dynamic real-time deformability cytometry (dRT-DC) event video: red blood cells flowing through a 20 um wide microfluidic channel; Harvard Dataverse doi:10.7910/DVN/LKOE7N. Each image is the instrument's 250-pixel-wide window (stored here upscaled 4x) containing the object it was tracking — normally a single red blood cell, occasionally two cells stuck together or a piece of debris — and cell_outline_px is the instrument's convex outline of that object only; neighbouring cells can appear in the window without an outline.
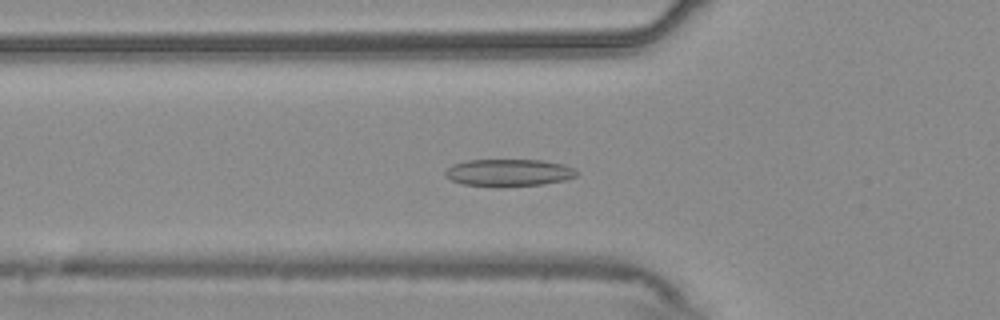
{"species": "common noctule bat (a hibernating species)", "species_latin": "Nyctalus noctula", "temperature_condition": "warm", "stored_images_in_passage": 54, "camera_frame_rate_fps": 3000, "um_per_image_px": 0.085, "animal": {"sex": "male", "body_mass_g": 20.4}, "frame": {"image": 1, "passage_image": 18, "time_ms": 5.667, "image_size_px": [1000, 320], "cell_outline_px": [[580, 172], [576, 176], [568, 180], [544, 184], [500, 188], [464, 184], [452, 180], [444, 172], [452, 164], [468, 160], [540, 160], [564, 164]], "centroid_in_image_um": [43.29, 14.69], "position_along_channel_um": 82.5, "area_um2": 21.15}}
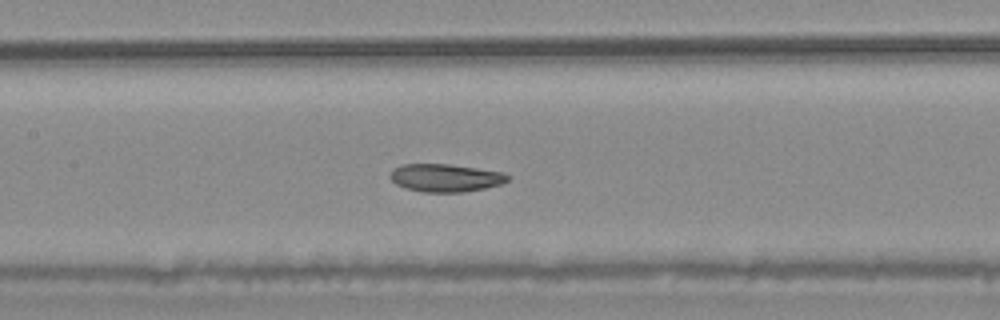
{"frame": {"image": 2, "passage_image": 25, "time_ms": 8.0, "image_size_px": [1000, 320], "cell_outline_px": [[508, 180], [500, 184], [484, 188], [460, 192], [420, 192], [404, 188], [396, 184], [388, 176], [400, 164], [448, 164], [504, 172], [508, 176]], "centroid_in_image_um": [37.83, 15.12], "position_along_channel_um": 169.6, "area_um2": 18.96}}
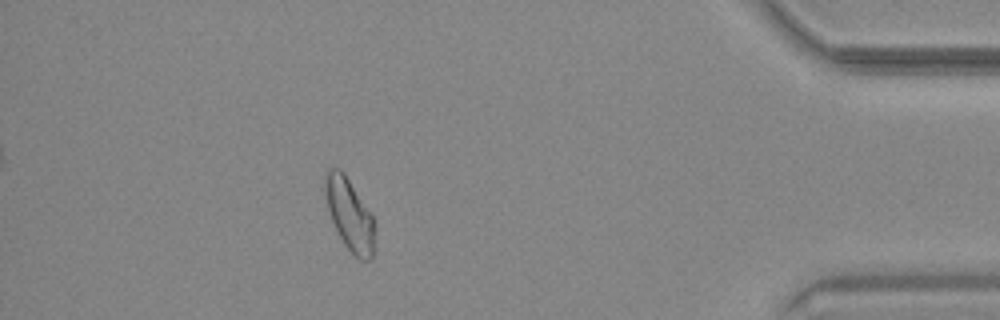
{"frame": {"image": 3, "passage_image": 48, "time_ms": 15.667, "image_size_px": [1000, 320], "cell_outline_px": [[376, 224], [372, 256], [368, 260], [360, 260], [344, 244], [332, 220], [328, 208], [324, 192], [324, 172], [328, 168], [340, 168], [344, 172], [372, 216]], "centroid_in_image_um": [29.7, 18.19], "position_along_channel_um": 405.5, "area_um2": 20.63}, "authors_computed_cell_mechanics": {"area_um2": 20.6346, "velocity_mm_per_s": 3.6867, "shape_relaxation_time_tau1_ms": null, "shape_relaxation_time_tau2_ms": 4.3051, "deformation_change_tau1": null, "deformation_change_tau2": 0.0959}}